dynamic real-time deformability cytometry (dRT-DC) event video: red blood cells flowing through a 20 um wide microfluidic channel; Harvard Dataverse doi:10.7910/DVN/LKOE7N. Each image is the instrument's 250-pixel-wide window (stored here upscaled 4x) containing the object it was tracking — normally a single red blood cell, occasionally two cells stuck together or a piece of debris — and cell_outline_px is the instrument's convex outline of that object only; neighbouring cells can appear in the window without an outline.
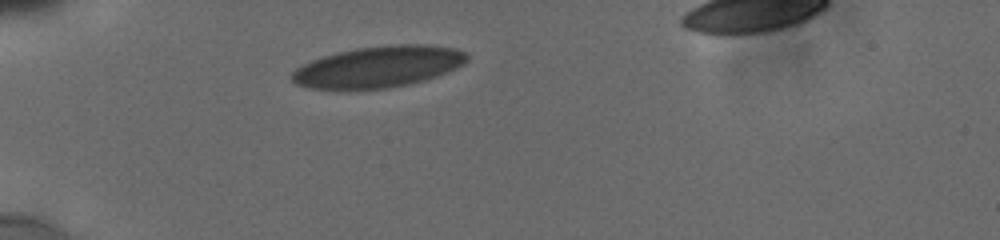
{"species": "human", "species_latin": "Homo sapiens", "temperature_condition": "cold", "stored_images_in_passage": 18, "camera_frame_rate_fps": 3000, "um_per_image_px": 0.085, "donor": {"sex": "male"}, "frame": {"image": 1, "passage_image": 1, "time_ms": 0.0, "image_size_px": [1000, 240], "cell_outline_px": [[468, 60], [464, 64], [456, 68], [436, 76], [424, 80], [408, 84], [384, 88], [308, 88], [296, 84], [292, 80], [292, 72], [296, 68], [312, 60], [324, 56], [356, 48], [392, 44], [428, 44], [456, 48], [464, 52], [468, 56]], "centroid_in_image_um": [32.21, 5.65], "position_along_channel_um": 52.8, "area_um2": 41.67}}
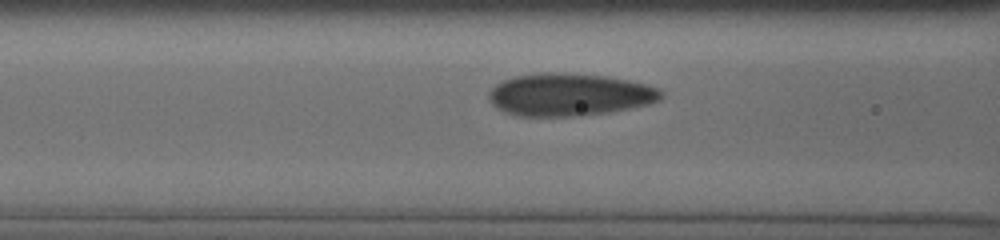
{"frame": {"image": 2, "passage_image": 10, "time_ms": 2.333, "image_size_px": [1000, 240], "cell_outline_px": [[664, 96], [660, 100], [648, 104], [608, 112], [580, 116], [520, 116], [508, 112], [492, 104], [488, 100], [488, 92], [500, 80], [516, 76], [540, 72], [564, 72], [604, 76], [628, 80], [648, 84], [664, 92]], "centroid_in_image_um": [48.4, 8.03], "position_along_channel_um": 118.2, "area_um2": 42.83}}
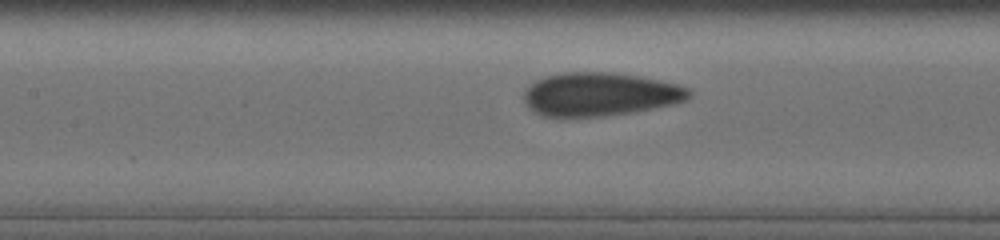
{"frame": {"image": 3, "passage_image": 15, "time_ms": 3.333, "image_size_px": [1000, 240], "cell_outline_px": [[692, 92], [684, 100], [676, 104], [632, 112], [604, 116], [564, 120], [556, 120], [540, 116], [528, 108], [524, 100], [524, 92], [536, 80], [548, 76], [564, 72], [612, 72], [640, 76], [680, 84], [688, 88]], "centroid_in_image_um": [50.95, 8.06], "position_along_channel_um": 156.5, "area_um2": 42.83}}